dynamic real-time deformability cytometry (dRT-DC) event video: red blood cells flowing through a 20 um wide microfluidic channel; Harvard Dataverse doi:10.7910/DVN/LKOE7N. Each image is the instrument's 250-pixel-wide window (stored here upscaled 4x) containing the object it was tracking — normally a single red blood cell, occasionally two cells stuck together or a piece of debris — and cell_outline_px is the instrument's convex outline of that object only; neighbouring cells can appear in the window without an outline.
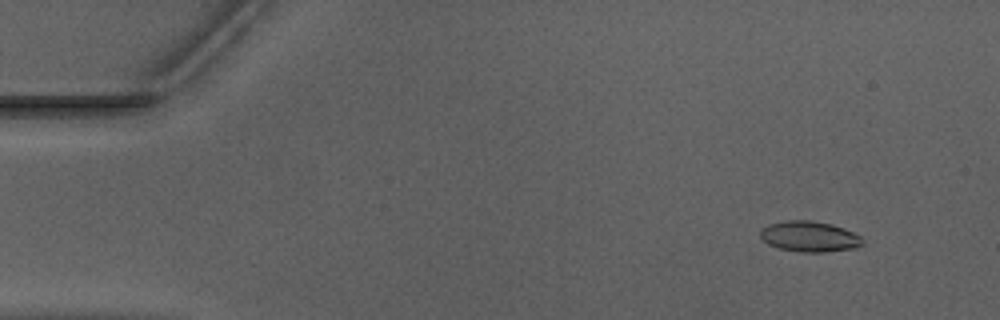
{"species": "Egyptian fruit bat (a non-hibernating species)", "species_latin": "Rousettus aegyptiacus", "temperature_condition": "warm", "stored_images_in_passage": 16, "camera_frame_rate_fps": 3000, "um_per_image_px": 0.085, "animal": {"sex": "male"}, "frame": {"image": 1, "passage_image": 5, "time_ms": 1.333, "image_size_px": [1000, 320], "cell_outline_px": [[864, 244], [856, 248], [824, 252], [800, 252], [780, 248], [768, 244], [760, 236], [760, 232], [768, 224], [784, 220], [808, 220], [832, 224], [844, 228], [860, 236]], "centroid_in_image_um": [68.82, 20.1], "position_along_channel_um": 16.2, "area_um2": 18.21}}
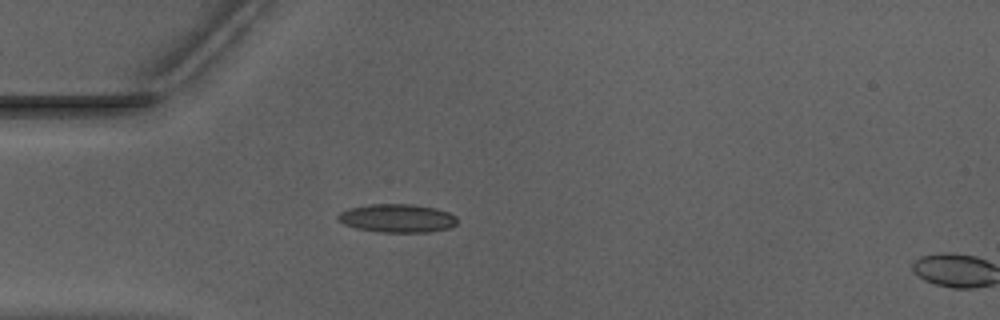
{"frame": {"image": 2, "passage_image": 15, "time_ms": 4.667, "image_size_px": [1000, 320], "cell_outline_px": [[456, 224], [448, 228], [428, 232], [380, 232], [356, 228], [344, 224], [336, 220], [336, 216], [340, 212], [348, 208], [372, 204], [412, 204], [436, 208], [448, 212], [456, 216]], "centroid_in_image_um": [33.73, 18.54], "position_along_channel_um": 51.3, "area_um2": 19.77}}